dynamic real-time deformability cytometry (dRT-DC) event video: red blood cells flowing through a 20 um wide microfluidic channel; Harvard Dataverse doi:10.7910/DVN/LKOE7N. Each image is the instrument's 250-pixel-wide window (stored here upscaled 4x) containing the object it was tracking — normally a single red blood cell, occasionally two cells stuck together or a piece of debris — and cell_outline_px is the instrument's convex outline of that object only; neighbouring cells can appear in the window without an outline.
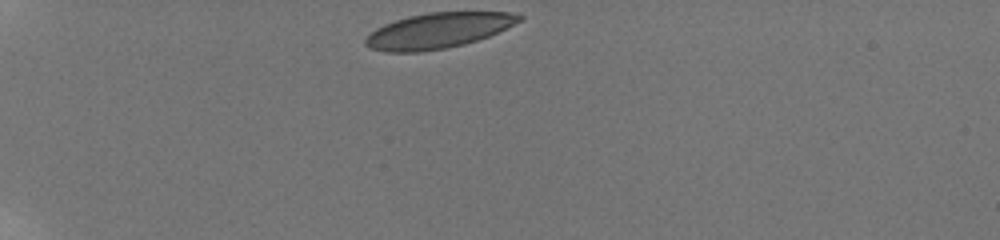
{"species": "human", "species_latin": "Homo sapiens", "temperature_condition": "room temperature", "stored_images_in_passage": 11, "camera_frame_rate_fps": 3000, "um_per_image_px": 0.085, "donor": {"sex": "male"}, "frame": {"image": 1, "passage_image": 1, "time_ms": 0.0, "image_size_px": [1000, 240], "cell_outline_px": [[524, 16], [520, 20], [488, 36], [464, 44], [444, 48], [420, 52], [388, 52], [368, 48], [364, 44], [364, 40], [376, 28], [384, 24], [408, 16], [428, 12], [520, 12]], "centroid_in_image_um": [37.21, 2.59], "position_along_channel_um": 47.8, "area_um2": 31.5}}
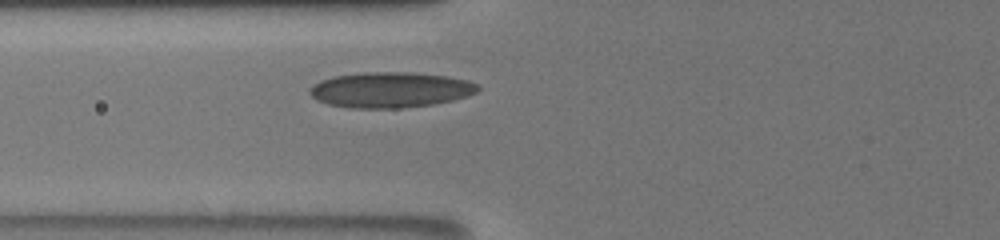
{"frame": {"image": 2, "passage_image": 8, "time_ms": 2.667, "image_size_px": [1000, 240], "cell_outline_px": [[480, 88], [476, 92], [468, 96], [452, 100], [432, 104], [396, 108], [352, 108], [328, 104], [316, 100], [308, 92], [308, 88], [312, 84], [320, 80], [332, 76], [364, 72], [412, 72], [448, 76], [468, 80], [480, 84]], "centroid_in_image_um": [33.16, 7.62], "position_along_channel_um": 92.6, "area_um2": 35.08}}